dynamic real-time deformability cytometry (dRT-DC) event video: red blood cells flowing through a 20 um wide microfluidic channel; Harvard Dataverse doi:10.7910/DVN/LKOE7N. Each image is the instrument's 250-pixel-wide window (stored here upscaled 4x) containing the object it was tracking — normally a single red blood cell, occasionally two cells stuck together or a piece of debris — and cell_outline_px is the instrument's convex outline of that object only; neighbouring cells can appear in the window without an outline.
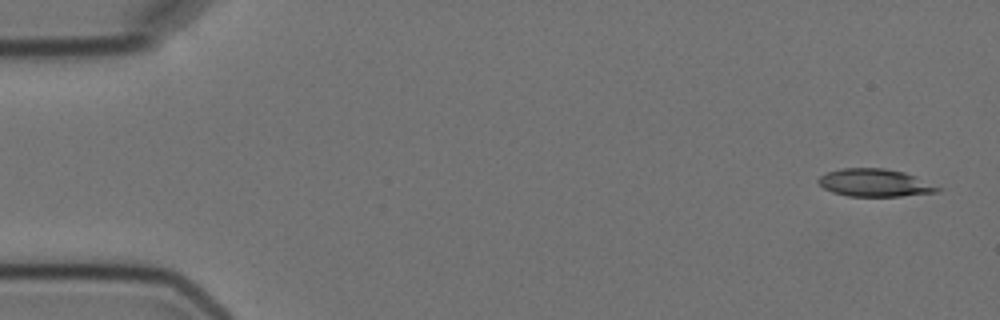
{"species": "Egyptian fruit bat (a non-hibernating species)", "species_latin": "Rousettus aegyptiacus", "temperature_condition": "cold", "stored_images_in_passage": 5, "camera_frame_rate_fps": 3000, "um_per_image_px": 0.085, "animal": {"sex": "female"}, "frame": {"image": 1, "passage_image": 1, "time_ms": 0.0, "image_size_px": [1000, 320], "cell_outline_px": [[944, 188], [936, 192], [900, 196], [848, 196], [832, 192], [824, 188], [816, 180], [820, 176], [828, 172], [840, 168], [884, 168], [904, 172], [916, 176]], "centroid_in_image_um": [74.38, 15.53], "position_along_channel_um": 10.6, "area_um2": 19.31}}
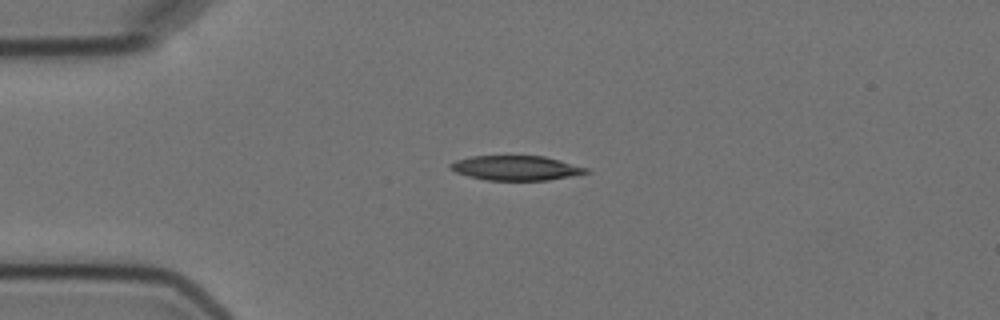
{"frame": {"image": 2, "passage_image": 4, "time_ms": 3.667, "image_size_px": [1000, 320], "cell_outline_px": [[592, 172], [548, 180], [488, 180], [468, 176], [456, 172], [448, 164], [456, 160], [472, 156], [544, 156], [560, 160], [588, 168]], "centroid_in_image_um": [43.88, 14.27], "position_along_channel_um": 41.1, "area_um2": 19.36}}